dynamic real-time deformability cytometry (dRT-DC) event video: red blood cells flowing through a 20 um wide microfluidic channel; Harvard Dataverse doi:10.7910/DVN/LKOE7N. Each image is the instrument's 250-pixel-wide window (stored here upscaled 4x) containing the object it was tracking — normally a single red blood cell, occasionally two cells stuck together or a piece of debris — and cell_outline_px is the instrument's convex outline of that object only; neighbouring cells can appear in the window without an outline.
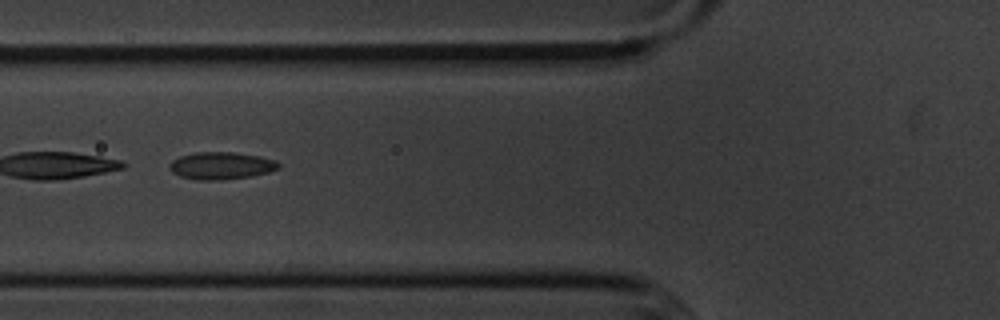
{"species": "common noctule bat (a hibernating species)", "species_latin": "Nyctalus noctula", "temperature_condition": "cold", "stored_images_in_passage": 53, "camera_frame_rate_fps": 3000, "um_per_image_px": 0.085, "animal": {"sex": "male", "body_mass_g": 20.1, "forearm_length_mm": 53.5}, "frame": {"image": 1, "passage_image": 20, "time_ms": 6.333, "image_size_px": [1000, 320], "cell_outline_px": [[280, 168], [268, 172], [248, 176], [220, 180], [196, 180], [180, 176], [172, 172], [168, 168], [168, 164], [172, 160], [180, 156], [196, 152], [236, 152], [260, 156], [276, 160], [280, 164]], "centroid_in_image_um": [18.78, 14.07], "position_along_channel_um": 107.0, "area_um2": 17.46}}
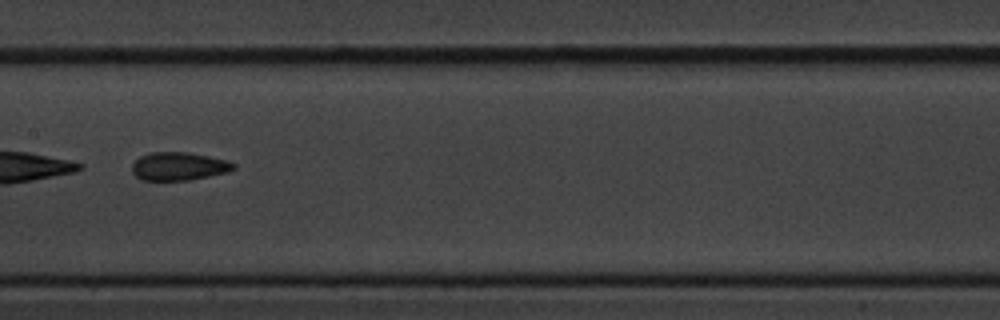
{"frame": {"image": 2, "passage_image": 27, "time_ms": 8.667, "image_size_px": [1000, 320], "cell_outline_px": [[236, 168], [228, 172], [188, 180], [140, 180], [132, 172], [132, 164], [140, 156], [148, 152], [188, 152], [228, 160], [236, 164]], "centroid_in_image_um": [15.19, 14.13], "position_along_channel_um": 192.2, "area_um2": 16.76}}
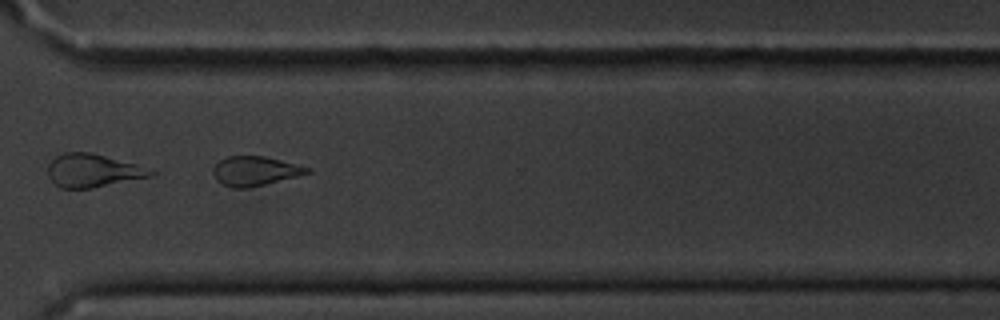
{"frame": {"image": 3, "passage_image": 40, "time_ms": 13.0, "image_size_px": [1000, 320], "cell_outline_px": [[312, 172], [248, 188], [232, 188], [216, 180], [212, 172], [212, 168], [220, 160], [228, 156], [264, 156], [312, 168]], "centroid_in_image_um": [21.66, 14.53], "position_along_channel_um": 348.9, "area_um2": 15.95}, "authors_computed_cell_mechanics": {"area_um2": 18.3804, "velocity_mm_per_s": 3.6289, "shape_relaxation_time_tau1_ms": 2.3964, "shape_relaxation_time_tau2_ms": 2.8729, "deformation_change_tau1": 0.0858, "deformation_change_tau2": 0.0929}}